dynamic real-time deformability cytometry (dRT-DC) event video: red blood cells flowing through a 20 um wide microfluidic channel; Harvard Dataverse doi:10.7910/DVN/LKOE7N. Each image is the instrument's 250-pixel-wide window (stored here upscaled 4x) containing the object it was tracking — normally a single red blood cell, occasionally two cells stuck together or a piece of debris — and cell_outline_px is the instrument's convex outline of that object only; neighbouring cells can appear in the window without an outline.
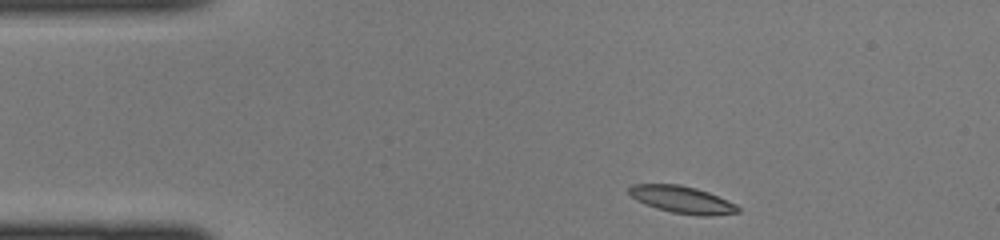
{"species": "common noctule bat (a hibernating species)", "species_latin": "Nyctalus noctula", "temperature_condition": "cold", "stored_images_in_passage": 17, "camera_frame_rate_fps": 3000, "um_per_image_px": 0.085, "animal": {"sex": "female", "body_mass_g": 22.0, "forearm_length_mm": 56.7}, "frame": {"image": 1, "passage_image": 1, "time_ms": 0.0, "image_size_px": [1000, 240], "cell_outline_px": [[740, 212], [712, 216], [696, 216], [672, 212], [656, 208], [636, 200], [628, 192], [628, 188], [632, 184], [680, 184], [696, 188], [708, 192], [736, 204], [740, 208]], "centroid_in_image_um": [57.99, 16.97], "position_along_channel_um": 27.0, "area_um2": 17.28}}
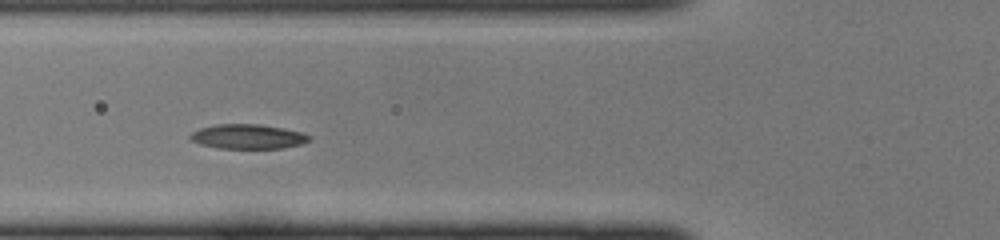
{"frame": {"image": 2, "passage_image": 10, "time_ms": 3.0, "image_size_px": [1000, 240], "cell_outline_px": [[312, 140], [300, 144], [284, 148], [216, 148], [200, 144], [192, 140], [188, 136], [192, 132], [200, 128], [216, 124], [260, 124], [284, 128], [300, 132], [312, 136]], "centroid_in_image_um": [21.08, 11.6], "position_along_channel_um": 104.7, "area_um2": 17.11}}
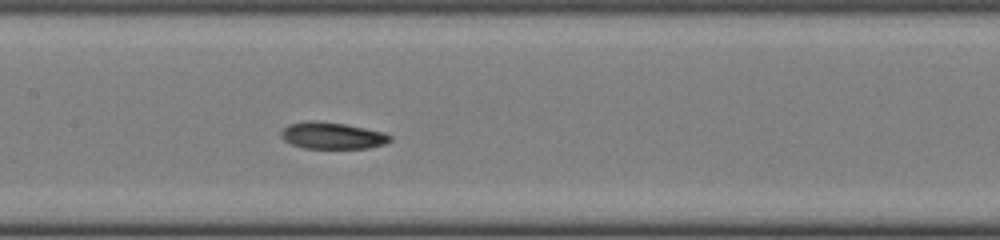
{"frame": {"image": 3, "passage_image": 15, "time_ms": 4.667, "image_size_px": [1000, 240], "cell_outline_px": [[392, 140], [384, 144], [368, 148], [304, 148], [292, 144], [284, 140], [280, 136], [280, 132], [288, 124], [308, 120], [316, 120], [344, 124], [384, 132], [392, 136]], "centroid_in_image_um": [28.23, 11.52], "position_along_channel_um": 179.2, "area_um2": 16.99}}